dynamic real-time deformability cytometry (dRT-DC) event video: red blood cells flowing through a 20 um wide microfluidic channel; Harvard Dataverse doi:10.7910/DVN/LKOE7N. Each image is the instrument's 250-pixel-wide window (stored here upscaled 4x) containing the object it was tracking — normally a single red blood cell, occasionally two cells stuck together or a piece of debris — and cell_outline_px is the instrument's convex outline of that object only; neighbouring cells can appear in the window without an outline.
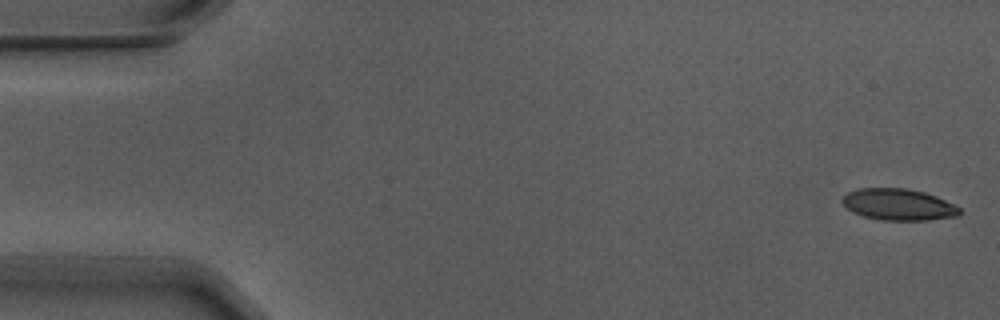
{"species": "Egyptian fruit bat (a non-hibernating species)", "species_latin": "Rousettus aegyptiacus", "temperature_condition": "warm", "stored_images_in_passage": 5, "camera_frame_rate_fps": 3000, "um_per_image_px": 0.085, "animal": {"sex": "male"}, "frame": {"image": 1, "passage_image": 1, "time_ms": 0.0, "image_size_px": [1000, 320], "cell_outline_px": [[960, 212], [956, 216], [928, 220], [880, 220], [864, 216], [852, 212], [840, 200], [848, 192], [856, 188], [908, 188], [924, 192], [936, 196], [960, 208]], "centroid_in_image_um": [76.33, 17.38], "position_along_channel_um": 8.7, "area_um2": 21.44}}
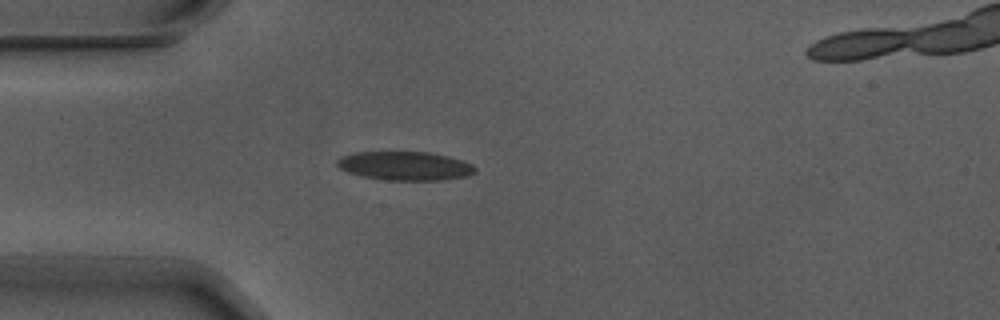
{"frame": {"image": 2, "passage_image": 5, "time_ms": 1.333, "image_size_px": [1000, 320], "cell_outline_px": [[476, 172], [468, 176], [440, 180], [384, 180], [360, 176], [348, 172], [340, 168], [336, 164], [336, 160], [340, 156], [352, 152], [428, 152], [448, 156], [472, 164], [476, 168]], "centroid_in_image_um": [34.39, 14.1], "position_along_channel_um": 50.6, "area_um2": 23.29}}